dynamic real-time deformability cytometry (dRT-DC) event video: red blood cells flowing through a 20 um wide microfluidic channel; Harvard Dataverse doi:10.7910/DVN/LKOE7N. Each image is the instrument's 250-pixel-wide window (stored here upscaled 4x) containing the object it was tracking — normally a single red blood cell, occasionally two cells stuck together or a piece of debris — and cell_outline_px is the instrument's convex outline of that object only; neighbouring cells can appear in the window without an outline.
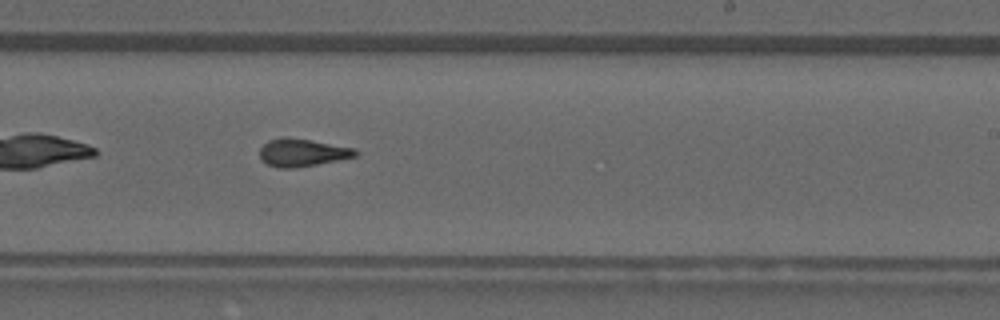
{"species": "common noctule bat (a hibernating species)", "species_latin": "Nyctalus noctula", "temperature_condition": "warm", "stored_images_in_passage": 32, "camera_frame_rate_fps": 3000, "um_per_image_px": 0.085, "animal": {"sex": "male", "forearm_length_mm": 52.5}, "frame": {"image": 1, "passage_image": 14, "time_ms": 4.333, "image_size_px": [1000, 320], "cell_outline_px": [[360, 152], [356, 156], [316, 164], [292, 168], [280, 168], [268, 164], [260, 160], [260, 148], [268, 140], [284, 136], [288, 136], [312, 140], [356, 148]], "centroid_in_image_um": [25.69, 12.94], "position_along_channel_um": 263.3, "area_um2": 15.55}}